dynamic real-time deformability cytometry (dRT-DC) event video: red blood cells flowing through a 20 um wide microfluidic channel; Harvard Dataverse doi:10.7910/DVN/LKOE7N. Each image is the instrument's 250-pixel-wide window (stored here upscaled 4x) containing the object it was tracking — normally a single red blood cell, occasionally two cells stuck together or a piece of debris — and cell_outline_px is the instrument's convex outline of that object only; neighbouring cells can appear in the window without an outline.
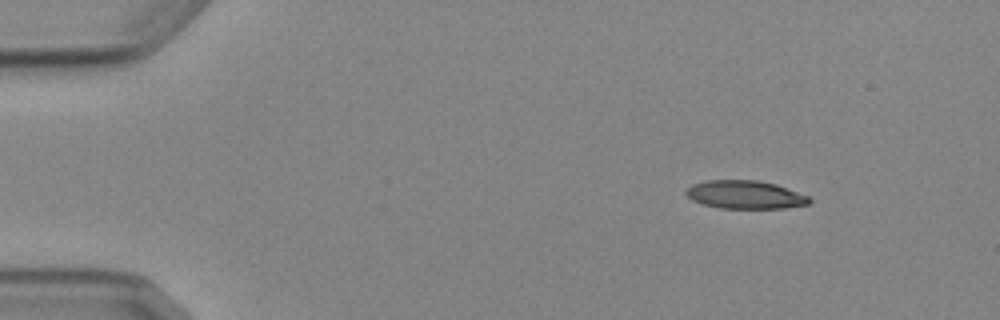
{"species": "Egyptian fruit bat (a non-hibernating species)", "species_latin": "Rousettus aegyptiacus", "temperature_condition": "cold", "stored_images_in_passage": 5, "camera_frame_rate_fps": 3000, "um_per_image_px": 0.085, "animal": {"sex": "female"}, "frame": {"image": 1, "passage_image": 1, "time_ms": 0.0, "image_size_px": [1000, 320], "cell_outline_px": [[812, 200], [808, 204], [784, 208], [720, 208], [704, 204], [692, 200], [684, 192], [692, 184], [708, 180], [760, 180], [776, 184], [808, 196]], "centroid_in_image_um": [63.33, 16.54], "position_along_channel_um": 21.7, "area_um2": 20.17}}
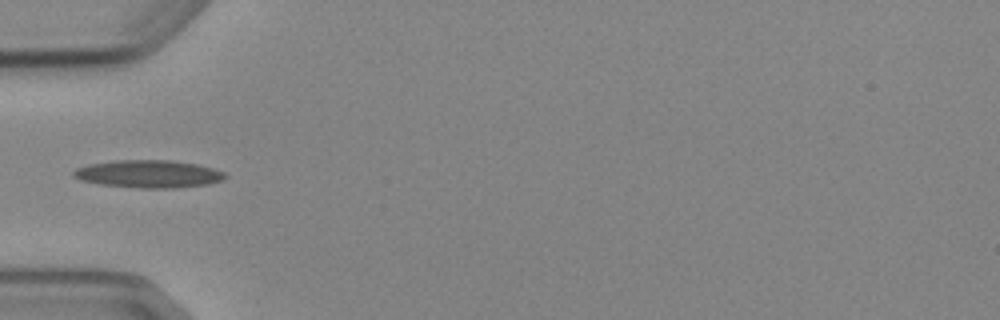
{"frame": {"image": 2, "passage_image": 4, "time_ms": 3.667, "image_size_px": [1000, 320], "cell_outline_px": [[228, 176], [224, 180], [208, 184], [176, 188], [140, 188], [100, 184], [80, 180], [72, 176], [72, 172], [76, 168], [88, 164], [112, 160], [172, 160], [196, 164], [212, 168], [224, 172]], "centroid_in_image_um": [12.62, 14.78], "position_along_channel_um": 72.4, "area_um2": 24.62}}
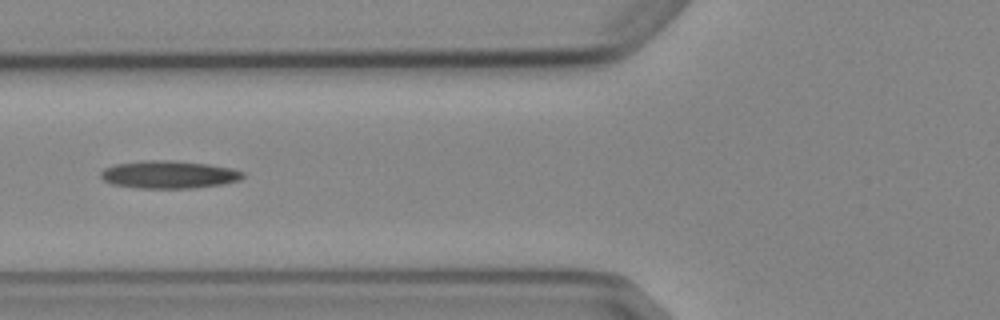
{"frame": {"image": 3, "passage_image": 5, "time_ms": 4.667, "image_size_px": [1000, 320], "cell_outline_px": [[244, 176], [240, 180], [224, 184], [196, 188], [140, 188], [112, 184], [104, 180], [100, 176], [100, 172], [104, 168], [116, 164], [144, 160], [172, 160], [208, 164], [232, 168], [244, 172]], "centroid_in_image_um": [14.38, 14.84], "position_along_channel_um": 111.4, "area_um2": 23.06}}